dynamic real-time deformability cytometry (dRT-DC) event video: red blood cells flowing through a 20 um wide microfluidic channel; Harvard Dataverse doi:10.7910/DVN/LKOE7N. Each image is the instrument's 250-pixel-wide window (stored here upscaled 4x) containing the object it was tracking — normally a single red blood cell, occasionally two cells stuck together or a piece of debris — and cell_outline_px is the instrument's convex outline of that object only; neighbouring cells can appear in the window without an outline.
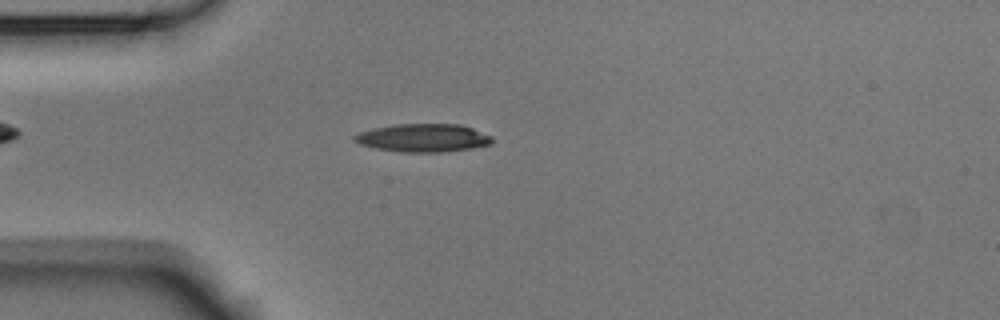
{"species": "Egyptian fruit bat (a non-hibernating species)", "species_latin": "Rousettus aegyptiacus", "temperature_condition": "room temperature", "stored_images_in_passage": 4, "camera_frame_rate_fps": 3000, "um_per_image_px": 0.085, "animal": {"sex": "male"}, "frame": {"image": 1, "passage_image": 3, "time_ms": 0.667, "image_size_px": [1000, 320], "cell_outline_px": [[492, 144], [472, 148], [444, 152], [400, 152], [376, 148], [360, 144], [352, 140], [352, 136], [360, 132], [376, 128], [396, 124], [460, 124], [472, 128], [492, 136]], "centroid_in_image_um": [35.98, 11.72], "position_along_channel_um": 49.0, "area_um2": 22.54}}